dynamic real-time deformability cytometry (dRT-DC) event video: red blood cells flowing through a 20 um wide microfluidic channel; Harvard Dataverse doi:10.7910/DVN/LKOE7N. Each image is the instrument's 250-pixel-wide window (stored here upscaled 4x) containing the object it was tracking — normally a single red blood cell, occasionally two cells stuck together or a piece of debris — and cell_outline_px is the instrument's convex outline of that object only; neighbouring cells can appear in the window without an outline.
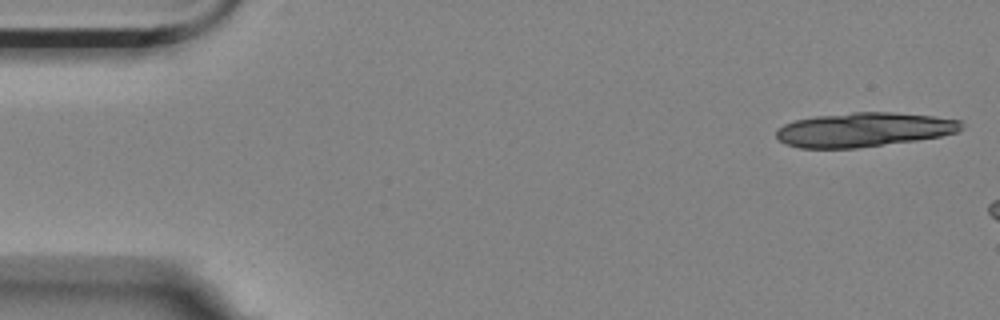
{"species": "Egyptian fruit bat (a non-hibernating species)", "species_latin": "Rousettus aegyptiacus", "temperature_condition": "room temperature", "stored_images_in_passage": 3, "camera_frame_rate_fps": 3000, "um_per_image_px": 0.085, "animal": {"sex": "female"}, "frame": {"image": 1, "passage_image": 1, "time_ms": 0.0, "image_size_px": [1000, 320], "cell_outline_px": [[964, 128], [956, 132], [940, 136], [916, 140], [856, 148], [800, 148], [784, 144], [776, 136], [776, 132], [784, 124], [796, 120], [816, 116], [852, 112], [892, 112], [932, 116], [960, 120], [964, 124]], "centroid_in_image_um": [73.43, 11.02], "position_along_channel_um": 11.6, "area_um2": 36.82}}